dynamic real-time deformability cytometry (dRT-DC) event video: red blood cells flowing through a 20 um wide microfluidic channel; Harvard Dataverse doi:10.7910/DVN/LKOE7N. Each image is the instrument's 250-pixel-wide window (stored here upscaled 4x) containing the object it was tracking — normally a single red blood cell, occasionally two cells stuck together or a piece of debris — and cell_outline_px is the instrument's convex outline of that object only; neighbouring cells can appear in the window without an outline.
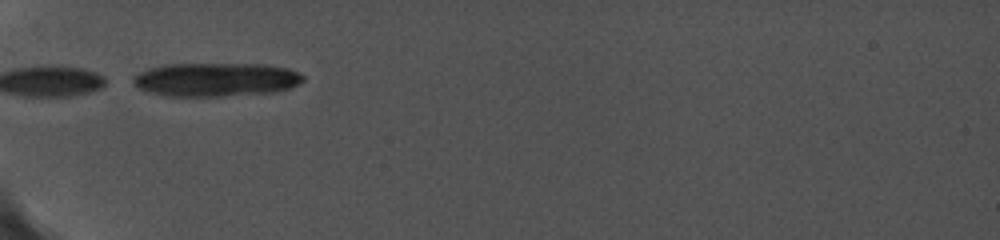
{"species": "common noctule bat (a hibernating species)", "species_latin": "Nyctalus noctula", "temperature_condition": "cold", "stored_images_in_passage": 5, "camera_frame_rate_fps": 5000, "um_per_image_px": 0.085, "animal": {"sex": "female", "body_mass_g": 19.0, "forearm_length_mm": 56.7}, "frame": {"image": 1, "passage_image": 1, "time_ms": 0.0, "image_size_px": [1000, 240], "cell_outline_px": [[304, 80], [288, 88], [272, 92], [220, 96], [168, 96], [152, 92], [140, 88], [132, 84], [132, 80], [140, 72], [164, 64], [264, 64], [288, 68], [300, 72], [304, 76]], "centroid_in_image_um": [18.37, 6.75], "position_along_channel_um": 66.6, "area_um2": 33.06}}